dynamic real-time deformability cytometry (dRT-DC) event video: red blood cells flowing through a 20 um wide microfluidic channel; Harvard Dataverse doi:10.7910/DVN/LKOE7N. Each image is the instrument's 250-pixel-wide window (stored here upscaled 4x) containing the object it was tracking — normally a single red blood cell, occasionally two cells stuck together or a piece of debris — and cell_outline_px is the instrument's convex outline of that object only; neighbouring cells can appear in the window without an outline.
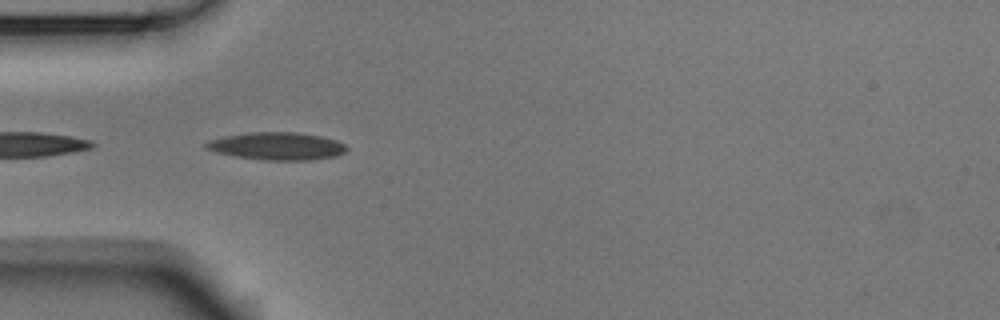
{"species": "Egyptian fruit bat (a non-hibernating species)", "species_latin": "Rousettus aegyptiacus", "temperature_condition": "room temperature", "stored_images_in_passage": 9, "camera_frame_rate_fps": 3000, "um_per_image_px": 0.085, "animal": {"sex": "male"}, "frame": {"image": 1, "passage_image": 1, "time_ms": 0.0, "image_size_px": [1000, 320], "cell_outline_px": [[348, 148], [344, 152], [336, 156], [312, 160], [264, 160], [236, 156], [216, 152], [204, 148], [204, 144], [208, 140], [224, 136], [248, 132], [296, 132], [320, 136], [336, 140], [344, 144]], "centroid_in_image_um": [23.52, 12.42], "position_along_channel_um": 61.5, "area_um2": 22.66}}
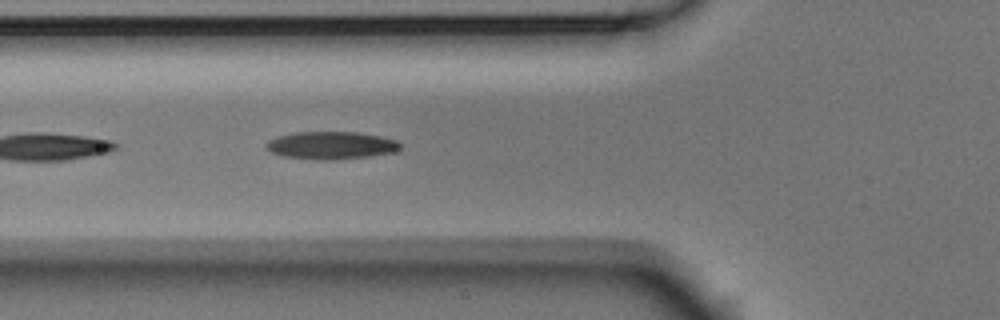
{"frame": {"image": 2, "passage_image": 4, "time_ms": 1.0, "image_size_px": [1000, 320], "cell_outline_px": [[404, 144], [400, 148], [392, 152], [368, 156], [332, 160], [316, 160], [284, 156], [272, 152], [264, 144], [268, 140], [276, 136], [296, 132], [356, 132], [380, 136], [396, 140]], "centroid_in_image_um": [28.14, 12.35], "position_along_channel_um": 97.7, "area_um2": 21.56}}